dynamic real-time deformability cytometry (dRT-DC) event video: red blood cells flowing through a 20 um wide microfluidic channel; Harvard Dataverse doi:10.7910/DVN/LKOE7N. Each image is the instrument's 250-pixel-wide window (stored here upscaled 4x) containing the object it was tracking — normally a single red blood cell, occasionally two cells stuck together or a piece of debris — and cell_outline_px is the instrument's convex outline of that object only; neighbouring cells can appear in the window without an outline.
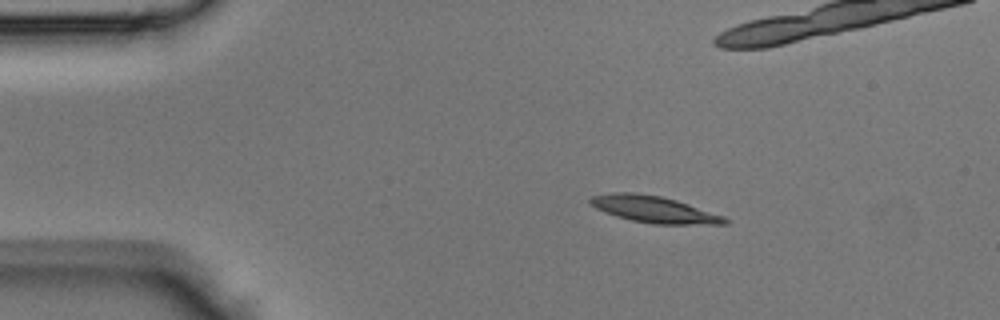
{"species": "Egyptian fruit bat (a non-hibernating species)", "species_latin": "Rousettus aegyptiacus", "temperature_condition": "room temperature", "stored_images_in_passage": 43, "camera_frame_rate_fps": 3000, "um_per_image_px": 0.085, "animal": {"sex": "male"}, "frame": {"image": 1, "passage_image": 6, "time_ms": 1.667, "image_size_px": [1000, 320], "cell_outline_px": [[732, 220], [728, 224], [652, 224], [632, 220], [616, 216], [604, 212], [588, 204], [588, 200], [592, 196], [612, 192], [632, 192], [660, 196], [676, 200], [724, 216]], "centroid_in_image_um": [55.58, 17.8], "position_along_channel_um": 29.4, "area_um2": 20.92}}
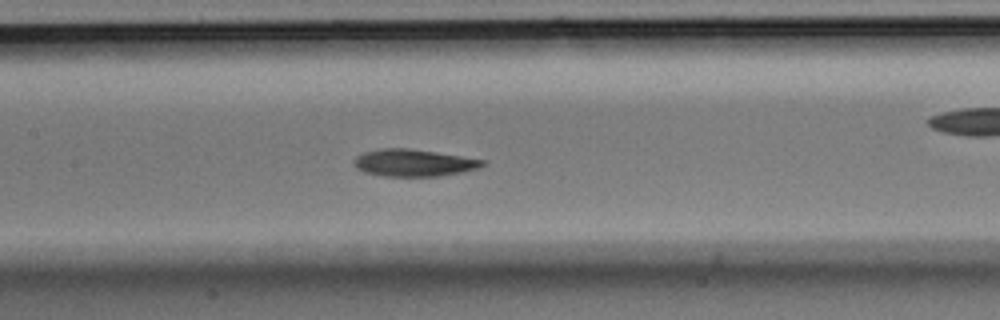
{"frame": {"image": 2, "passage_image": 19, "time_ms": 6.0, "image_size_px": [1000, 320], "cell_outline_px": [[488, 164], [480, 168], [440, 176], [384, 176], [364, 172], [356, 168], [352, 164], [352, 160], [356, 156], [364, 152], [380, 148], [408, 148], [436, 152], [488, 160]], "centroid_in_image_um": [35.18, 13.83], "position_along_channel_um": 172.2, "area_um2": 20.58}}
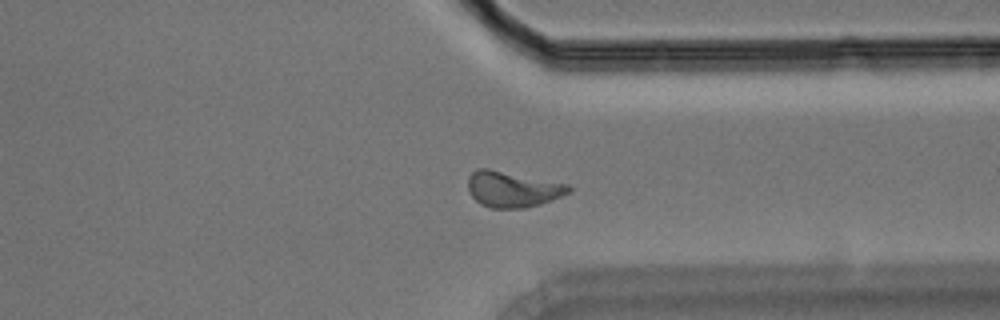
{"frame": {"image": 3, "passage_image": 32, "time_ms": 10.333, "image_size_px": [1000, 320], "cell_outline_px": [[572, 192], [552, 200], [540, 204], [524, 208], [492, 208], [480, 204], [468, 192], [468, 176], [476, 168], [488, 168], [568, 184], [572, 188]], "centroid_in_image_um": [43.56, 16.08], "position_along_channel_um": 367.8, "area_um2": 21.15}}